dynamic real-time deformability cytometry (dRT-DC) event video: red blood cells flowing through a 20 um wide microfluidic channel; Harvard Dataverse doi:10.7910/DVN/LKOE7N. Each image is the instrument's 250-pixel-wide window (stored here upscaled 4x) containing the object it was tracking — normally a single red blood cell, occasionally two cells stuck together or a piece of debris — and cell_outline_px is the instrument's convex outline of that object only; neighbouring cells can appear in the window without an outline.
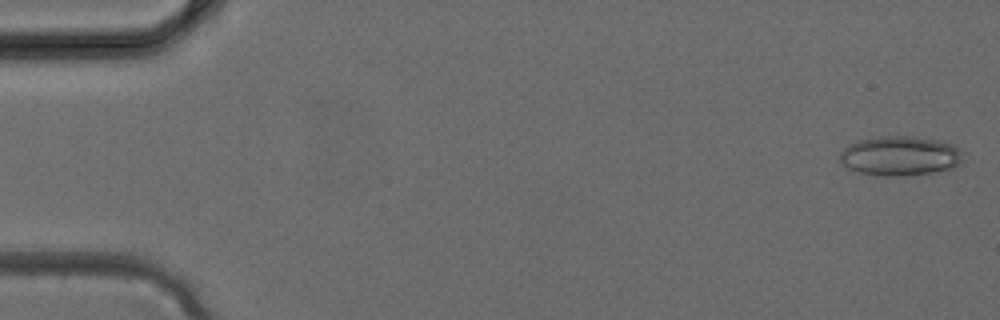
{"species": "common noctule bat (a hibernating species)", "species_latin": "Nyctalus noctula", "temperature_condition": "cold", "stored_images_in_passage": 4, "camera_frame_rate_fps": 3000, "um_per_image_px": 0.085, "animal": {"sex": "female", "body_mass_g": 24.6, "forearm_length_mm": 56.2}, "frame": {"image": 1, "passage_image": 1, "time_ms": 0.0, "image_size_px": [1000, 320], "cell_outline_px": [[960, 164], [952, 168], [932, 172], [904, 176], [884, 176], [860, 172], [848, 168], [840, 160], [840, 152], [848, 144], [860, 140], [880, 136], [912, 136], [936, 140], [952, 144], [960, 148]], "centroid_in_image_um": [76.49, 13.24], "position_along_channel_um": 8.5, "area_um2": 28.15}}